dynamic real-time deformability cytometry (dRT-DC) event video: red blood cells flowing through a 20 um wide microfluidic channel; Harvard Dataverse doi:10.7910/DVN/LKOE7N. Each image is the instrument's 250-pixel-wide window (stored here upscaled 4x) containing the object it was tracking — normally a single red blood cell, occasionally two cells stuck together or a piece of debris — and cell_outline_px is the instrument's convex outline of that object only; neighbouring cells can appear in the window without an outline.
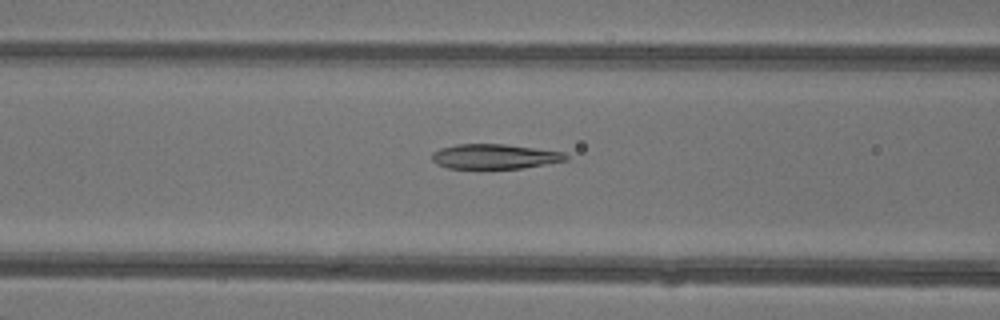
{"species": "common noctule bat (a hibernating species)", "species_latin": "Nyctalus noctula", "temperature_condition": "warm", "stored_images_in_passage": 47, "camera_frame_rate_fps": 3000, "um_per_image_px": 0.085, "animal": {"sex": "female"}, "frame": {"image": 1, "passage_image": 20, "time_ms": 6.333, "image_size_px": [1000, 320], "cell_outline_px": [[568, 160], [520, 168], [448, 168], [436, 164], [432, 160], [432, 152], [440, 148], [456, 144], [504, 144], [536, 148], [564, 152], [568, 156]], "centroid_in_image_um": [42.02, 13.29], "position_along_channel_um": 124.6, "area_um2": 19.31}}
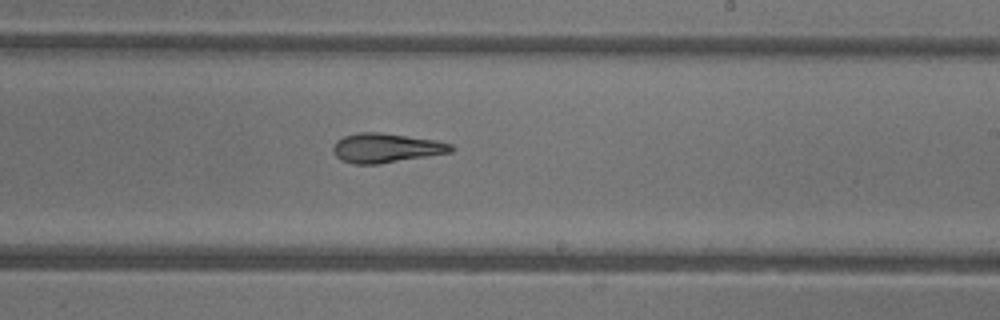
{"frame": {"image": 2, "passage_image": 29, "time_ms": 9.333, "image_size_px": [1000, 320], "cell_outline_px": [[456, 148], [452, 152], [380, 164], [352, 164], [340, 160], [336, 156], [332, 148], [336, 140], [344, 136], [356, 132], [380, 132], [436, 140], [452, 144]], "centroid_in_image_um": [32.81, 12.58], "position_along_channel_um": 256.2, "area_um2": 20.4}}
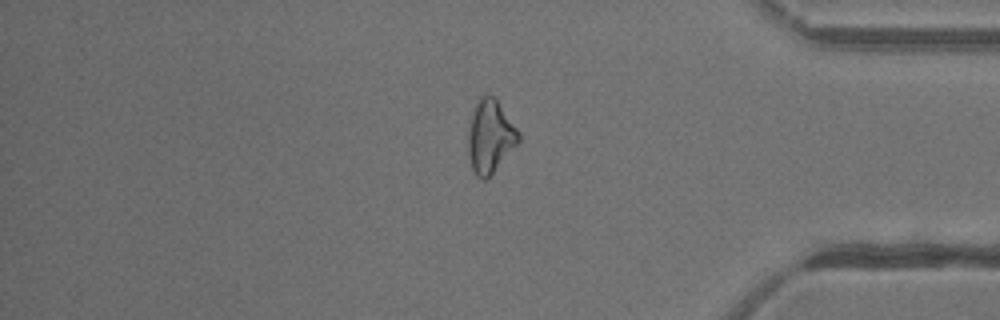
{"frame": {"image": 3, "passage_image": 40, "time_ms": 13.0, "image_size_px": [1000, 320], "cell_outline_px": [[520, 140], [492, 172], [484, 180], [476, 176], [472, 168], [468, 152], [468, 128], [472, 112], [480, 96], [492, 96], [496, 100], [520, 132]], "centroid_in_image_um": [41.64, 11.59], "position_along_channel_um": 393.6, "area_um2": 20.87}, "authors_computed_cell_mechanics": {"area_um2": 21.2126, "velocity_mm_per_s": 4.3818, "shape_relaxation_time_tau1_ms": 5.5965, "shape_relaxation_time_tau2_ms": 2.7821, "deformation_change_tau1": 0.1899, "deformation_change_tau2": 0.125}}